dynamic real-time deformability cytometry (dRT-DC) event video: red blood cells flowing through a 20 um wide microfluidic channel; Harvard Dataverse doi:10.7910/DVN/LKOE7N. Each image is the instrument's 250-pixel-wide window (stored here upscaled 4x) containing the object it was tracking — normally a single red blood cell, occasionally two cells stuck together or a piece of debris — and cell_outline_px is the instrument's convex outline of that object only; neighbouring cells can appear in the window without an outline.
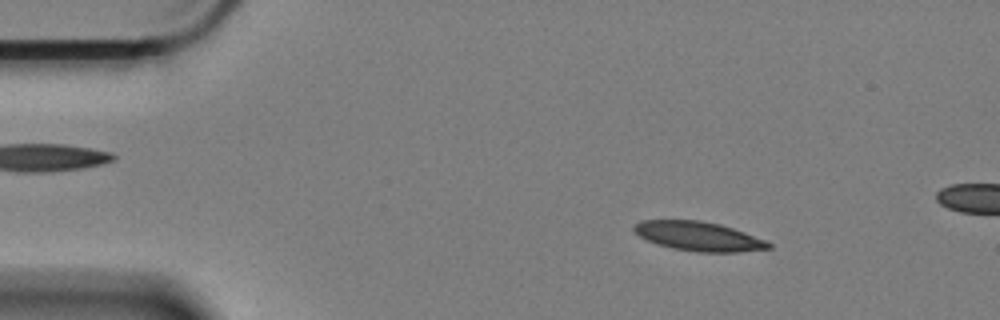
{"species": "Egyptian fruit bat (a non-hibernating species)", "species_latin": "Rousettus aegyptiacus", "temperature_condition": "cold", "stored_images_in_passage": 17, "camera_frame_rate_fps": 3000, "um_per_image_px": 0.085, "animal": {"sex": "female"}, "frame": {"image": 1, "passage_image": 8, "time_ms": 2.333, "image_size_px": [1000, 320], "cell_outline_px": [[772, 248], [740, 252], [696, 252], [672, 248], [648, 240], [640, 236], [632, 228], [640, 220], [700, 220], [720, 224], [744, 232], [764, 240], [772, 244]], "centroid_in_image_um": [59.4, 20.08], "position_along_channel_um": 25.6, "area_um2": 22.72}}